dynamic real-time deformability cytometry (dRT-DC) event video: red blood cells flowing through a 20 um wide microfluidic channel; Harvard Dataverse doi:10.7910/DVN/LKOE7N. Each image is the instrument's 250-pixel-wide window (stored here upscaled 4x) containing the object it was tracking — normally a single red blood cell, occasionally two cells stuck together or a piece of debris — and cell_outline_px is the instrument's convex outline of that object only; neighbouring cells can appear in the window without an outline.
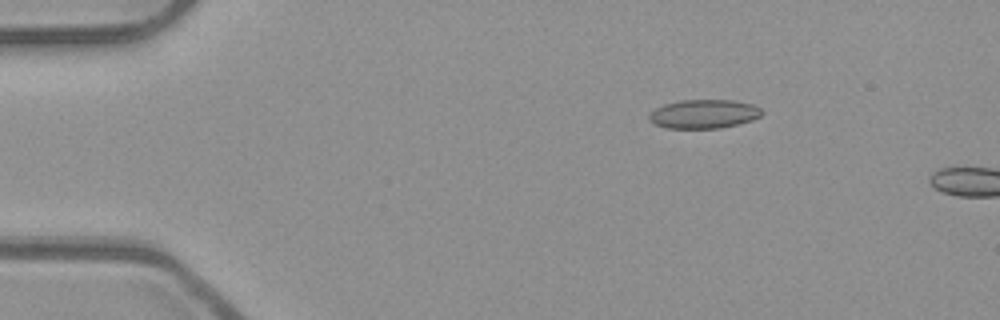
{"species": "common noctule bat (a hibernating species)", "species_latin": "Nyctalus noctula", "temperature_condition": "room temperature", "stored_images_in_passage": 4, "camera_frame_rate_fps": 3000, "um_per_image_px": 0.085, "animal": {"sex": "male", "body_mass_g": 23.1, "forearm_length_mm": 52.7}, "frame": {"image": 1, "passage_image": 1, "time_ms": 0.0, "image_size_px": [1000, 320], "cell_outline_px": [[764, 112], [760, 116], [752, 120], [720, 128], [668, 128], [656, 124], [648, 120], [648, 116], [656, 108], [664, 104], [680, 100], [732, 100], [752, 104], [760, 108]], "centroid_in_image_um": [59.83, 9.68], "position_along_channel_um": 25.2, "area_um2": 18.84}}